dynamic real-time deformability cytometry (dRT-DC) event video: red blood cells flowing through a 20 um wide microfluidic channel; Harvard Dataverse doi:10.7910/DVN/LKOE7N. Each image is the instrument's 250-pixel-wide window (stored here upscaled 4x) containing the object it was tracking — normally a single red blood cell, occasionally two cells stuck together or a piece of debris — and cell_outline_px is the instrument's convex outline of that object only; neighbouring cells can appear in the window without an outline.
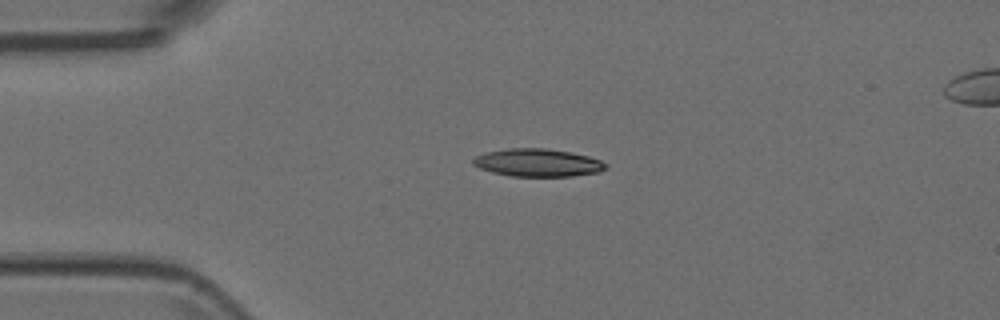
{"species": "Egyptian fruit bat (a non-hibernating species)", "species_latin": "Rousettus aegyptiacus", "temperature_condition": "room temperature", "stored_images_in_passage": 5, "camera_frame_rate_fps": 3000, "um_per_image_px": 0.085, "animal": {"sex": "female"}, "frame": {"image": 1, "passage_image": 3, "time_ms": 0.667, "image_size_px": [1000, 320], "cell_outline_px": [[608, 164], [600, 172], [572, 176], [512, 176], [492, 172], [480, 168], [472, 164], [472, 160], [476, 156], [484, 152], [508, 148], [544, 148], [572, 152], [588, 156], [600, 160]], "centroid_in_image_um": [45.69, 13.82], "position_along_channel_um": 39.3, "area_um2": 21.5}}